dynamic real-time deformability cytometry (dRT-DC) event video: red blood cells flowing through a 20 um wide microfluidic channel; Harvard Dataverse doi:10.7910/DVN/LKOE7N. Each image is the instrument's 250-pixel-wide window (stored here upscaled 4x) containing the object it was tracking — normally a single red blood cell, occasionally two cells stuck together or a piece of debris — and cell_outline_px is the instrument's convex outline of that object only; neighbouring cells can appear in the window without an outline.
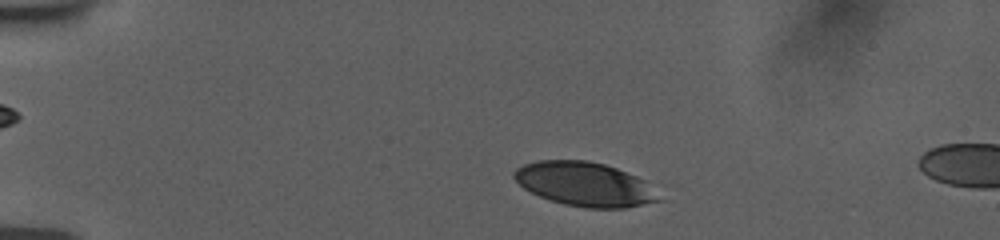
{"species": "human", "species_latin": "Homo sapiens", "temperature_condition": "room temperature", "stored_images_in_passage": 27, "camera_frame_rate_fps": 3000, "um_per_image_px": 0.085, "donor": {"sex": "female"}, "frame": {"image": 1, "passage_image": 2, "time_ms": 0.333, "image_size_px": [1000, 240], "cell_outline_px": [[668, 200], [624, 208], [584, 208], [564, 204], [540, 196], [524, 188], [512, 176], [512, 172], [516, 168], [524, 164], [536, 160], [588, 160], [604, 164], [616, 168], [648, 180]], "centroid_in_image_um": [49.82, 15.66], "position_along_channel_um": 35.2, "area_um2": 37.92}}
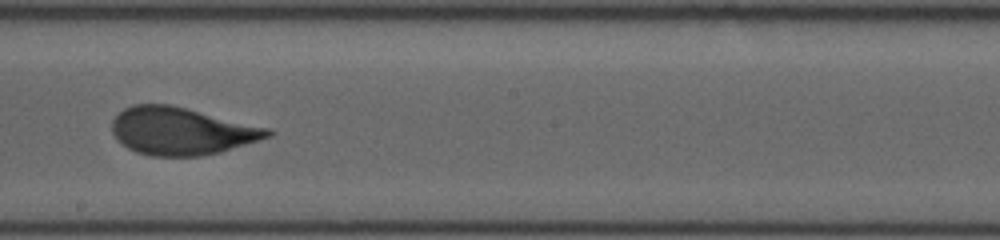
{"frame": {"image": 2, "passage_image": 15, "time_ms": 7.333, "image_size_px": [1000, 240], "cell_outline_px": [[276, 132], [272, 136], [220, 152], [200, 156], [152, 156], [136, 152], [128, 148], [112, 132], [112, 120], [124, 108], [132, 104], [168, 104], [268, 128]], "centroid_in_image_um": [15.41, 11.14], "position_along_channel_um": 232.8, "area_um2": 42.6}}
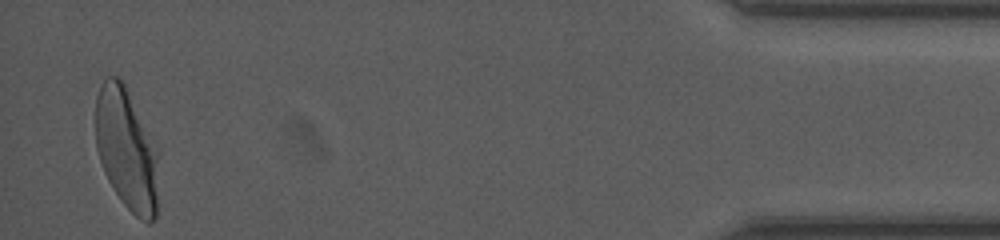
{"frame": {"image": 3, "passage_image": 27, "time_ms": 14.333, "image_size_px": [1000, 240], "cell_outline_px": [[160, 152], [156, 216], [152, 224], [148, 224], [140, 220], [120, 200], [112, 188], [104, 172], [96, 148], [96, 96], [100, 84], [108, 76], [116, 76], [124, 84], [160, 148]], "centroid_in_image_um": [10.81, 12.72], "position_along_channel_um": 424.4, "area_um2": 45.78}, "authors_computed_cell_mechanics": {"area_um2": 43.1766, "velocity_mm_per_s": 3.7561, "shape_relaxation_time_tau1_ms": 4.4708, "shape_relaxation_time_tau2_ms": null, "deformation_change_tau1": 0.1935, "deformation_change_tau2": null}}